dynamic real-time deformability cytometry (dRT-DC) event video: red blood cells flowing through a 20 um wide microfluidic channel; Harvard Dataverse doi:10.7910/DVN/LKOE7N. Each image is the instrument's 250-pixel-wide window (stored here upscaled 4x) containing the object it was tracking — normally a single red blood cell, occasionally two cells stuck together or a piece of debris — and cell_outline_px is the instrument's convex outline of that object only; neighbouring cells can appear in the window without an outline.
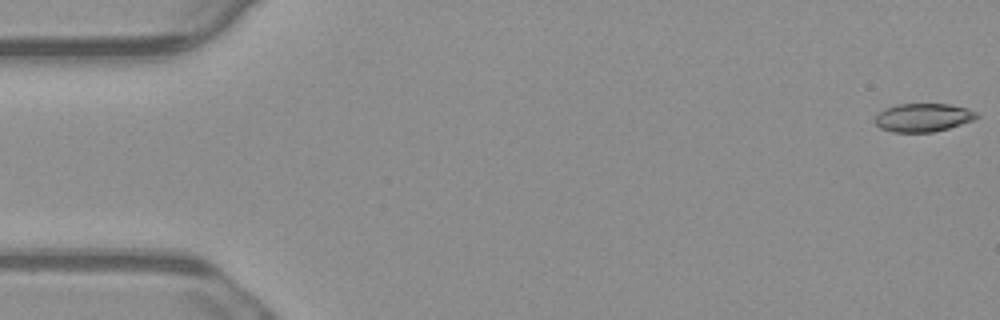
{"species": "common noctule bat (a hibernating species)", "species_latin": "Nyctalus noctula", "temperature_condition": "warm", "stored_images_in_passage": 55, "camera_frame_rate_fps": 3000, "um_per_image_px": 0.085, "animal": {"sex": "male", "body_mass_g": 23.1, "forearm_length_mm": 52.7}, "frame": {"image": 1, "passage_image": 1, "time_ms": 0.0, "image_size_px": [1000, 320], "cell_outline_px": [[980, 116], [972, 120], [948, 128], [932, 132], [892, 132], [880, 128], [872, 120], [884, 108], [896, 104], [948, 104], [968, 108], [976, 112]], "centroid_in_image_um": [78.43, 9.98], "position_along_channel_um": 6.6, "area_um2": 16.82}}
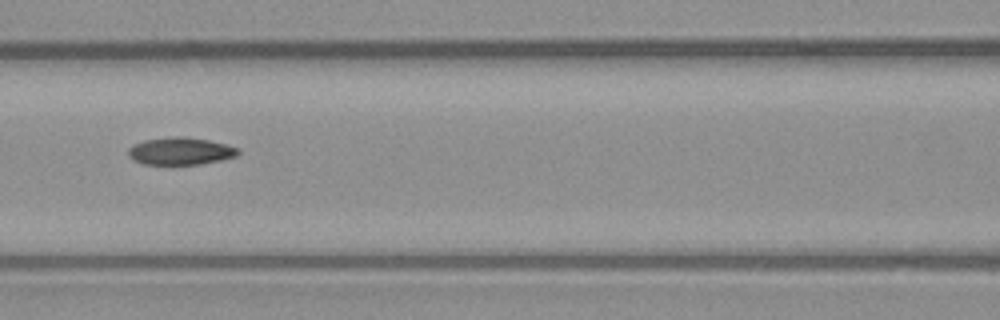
{"frame": {"image": 2, "passage_image": 24, "time_ms": 7.667, "image_size_px": [1000, 320], "cell_outline_px": [[240, 152], [236, 156], [220, 160], [200, 164], [144, 164], [132, 160], [128, 156], [128, 148], [132, 144], [144, 140], [176, 136], [184, 136], [208, 140], [228, 144], [240, 148]], "centroid_in_image_um": [15.33, 12.84], "position_along_channel_um": 151.3, "area_um2": 17.69}}
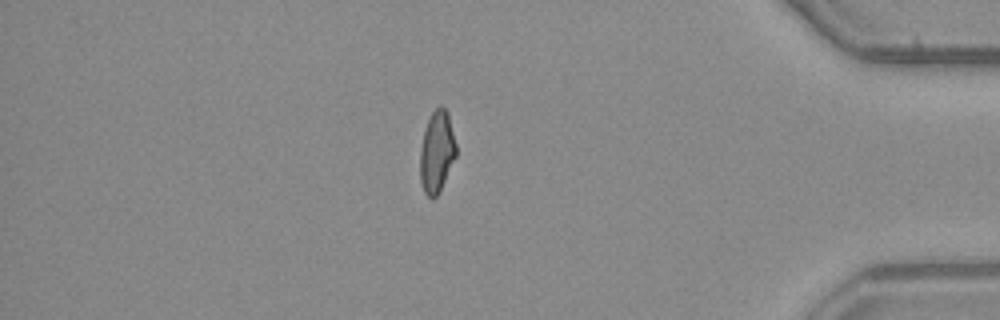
{"frame": {"image": 3, "passage_image": 47, "time_ms": 15.333, "image_size_px": [1000, 320], "cell_outline_px": [[456, 156], [436, 196], [432, 200], [424, 192], [420, 180], [420, 148], [424, 128], [432, 112], [440, 104], [448, 112], [456, 144]], "centroid_in_image_um": [37.11, 12.87], "position_along_channel_um": 398.1, "area_um2": 17.05}, "authors_computed_cell_mechanics": {"area_um2": 17.5134, "velocity_mm_per_s": 3.7519, "shape_relaxation_time_tau1_ms": null, "shape_relaxation_time_tau2_ms": 3.6556, "deformation_change_tau1": null, "deformation_change_tau2": 0.097}}